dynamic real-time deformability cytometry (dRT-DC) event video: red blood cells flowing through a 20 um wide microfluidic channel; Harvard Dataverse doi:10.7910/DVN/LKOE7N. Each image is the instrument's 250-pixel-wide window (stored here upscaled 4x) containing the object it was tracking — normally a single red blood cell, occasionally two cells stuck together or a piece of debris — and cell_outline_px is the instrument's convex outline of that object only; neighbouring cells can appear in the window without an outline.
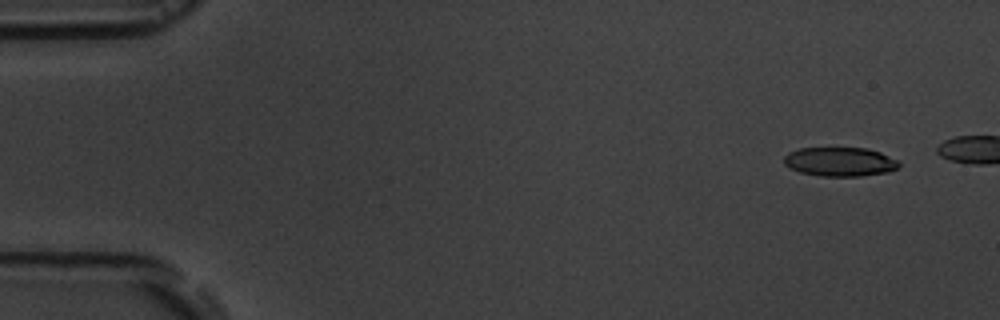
{"species": "common noctule bat (a hibernating species)", "species_latin": "Nyctalus noctula", "temperature_condition": "room temperature", "stored_images_in_passage": 4, "camera_frame_rate_fps": 3000, "um_per_image_px": 0.085, "animal": {"sex": "male", "body_mass_g": 19.5, "forearm_length_mm": 54.6}, "frame": {"image": 1, "passage_image": 1, "time_ms": 0.0, "image_size_px": [1000, 320], "cell_outline_px": [[900, 164], [896, 168], [888, 172], [860, 176], [820, 176], [800, 172], [788, 168], [784, 164], [784, 156], [788, 152], [800, 148], [868, 148], [880, 152], [896, 160]], "centroid_in_image_um": [71.35, 13.75], "position_along_channel_um": 13.7, "area_um2": 19.48}}